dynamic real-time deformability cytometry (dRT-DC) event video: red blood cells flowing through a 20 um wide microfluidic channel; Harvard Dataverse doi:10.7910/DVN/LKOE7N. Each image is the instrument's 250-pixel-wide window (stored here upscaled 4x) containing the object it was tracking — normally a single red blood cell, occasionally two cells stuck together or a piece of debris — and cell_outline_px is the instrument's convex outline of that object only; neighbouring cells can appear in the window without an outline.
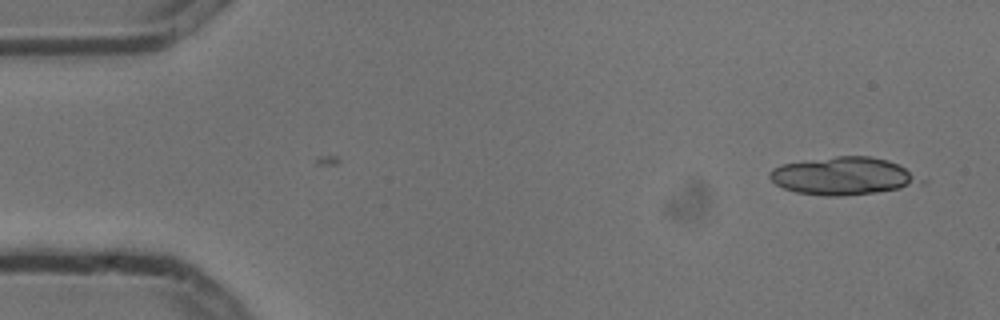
{"species": "common noctule bat (a hibernating species)", "species_latin": "Nyctalus noctula", "temperature_condition": "cold", "stored_images_in_passage": 2, "camera_frame_rate_fps": 3000, "um_per_image_px": 0.085, "animal": {"sex": "male", "body_mass_g": 13.3}, "frame": {"image": 1, "passage_image": 2, "time_ms": 0.333, "image_size_px": [1000, 320], "cell_outline_px": [[928, 180], [924, 184], [876, 192], [844, 196], [824, 196], [796, 192], [784, 188], [776, 184], [768, 176], [768, 172], [772, 168], [780, 164], [836, 156], [868, 156], [888, 160]], "centroid_in_image_um": [71.68, 14.96], "position_along_channel_um": 13.3, "area_um2": 33.23}}